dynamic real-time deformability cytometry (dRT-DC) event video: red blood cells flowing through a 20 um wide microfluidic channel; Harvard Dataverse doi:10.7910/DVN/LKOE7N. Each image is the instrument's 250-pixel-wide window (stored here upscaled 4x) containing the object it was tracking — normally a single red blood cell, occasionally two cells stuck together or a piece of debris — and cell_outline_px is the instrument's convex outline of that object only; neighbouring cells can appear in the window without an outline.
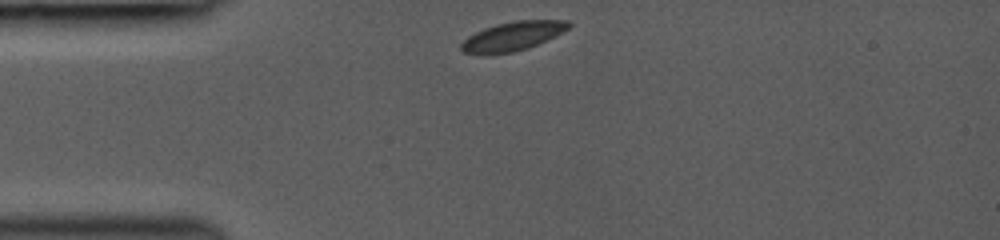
{"species": "common noctule bat (a hibernating species)", "species_latin": "Nyctalus noctula", "temperature_condition": "room temperature", "stored_images_in_passage": 31, "camera_frame_rate_fps": 3000, "um_per_image_px": 0.085, "animal": {"sex": "female", "body_mass_g": 19.0, "forearm_length_mm": 53.3}, "frame": {"image": 1, "passage_image": 1, "time_ms": 0.0, "image_size_px": [1000, 240], "cell_outline_px": [[572, 24], [568, 28], [528, 48], [512, 52], [464, 52], [460, 48], [460, 44], [468, 36], [484, 28], [496, 24], [516, 20], [568, 20]], "centroid_in_image_um": [43.59, 3.03], "position_along_channel_um": 41.4, "area_um2": 17.4}}
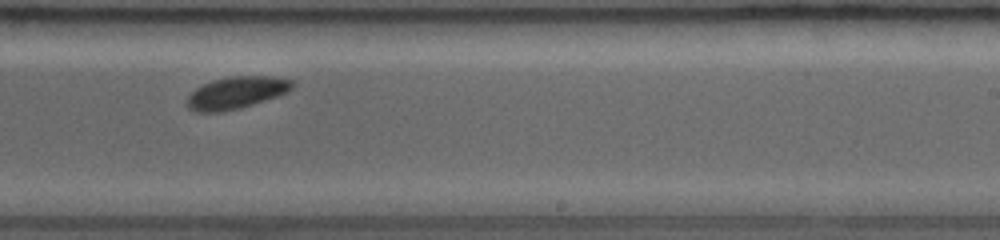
{"frame": {"image": 2, "passage_image": 19, "time_ms": 6.0, "image_size_px": [1000, 240], "cell_outline_px": [[296, 84], [288, 92], [240, 108], [220, 112], [196, 112], [188, 108], [188, 96], [196, 88], [212, 80], [232, 76], [272, 76], [292, 80]], "centroid_in_image_um": [20.1, 7.87], "position_along_channel_um": 268.9, "area_um2": 19.54}}
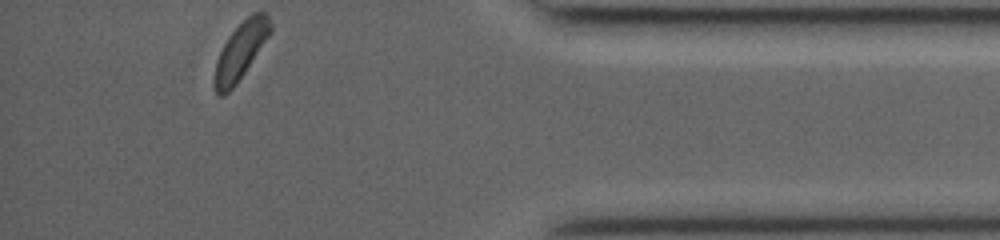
{"frame": {"image": 3, "passage_image": 31, "time_ms": 10.0, "image_size_px": [1000, 240], "cell_outline_px": [[272, 32], [236, 84], [224, 96], [216, 96], [212, 84], [216, 60], [228, 36], [252, 12], [264, 12], [268, 16], [272, 24]], "centroid_in_image_um": [20.43, 4.36], "position_along_channel_um": 414.8, "area_um2": 18.61}, "authors_computed_cell_mechanics": {"area_um2": 19.4208, "velocity_mm_per_s": 4.2159, "shape_relaxation_time_tau1_ms": 1.2109, "shape_relaxation_time_tau2_ms": null, "deformation_change_tau1": 0.0503, "deformation_change_tau2": null}}